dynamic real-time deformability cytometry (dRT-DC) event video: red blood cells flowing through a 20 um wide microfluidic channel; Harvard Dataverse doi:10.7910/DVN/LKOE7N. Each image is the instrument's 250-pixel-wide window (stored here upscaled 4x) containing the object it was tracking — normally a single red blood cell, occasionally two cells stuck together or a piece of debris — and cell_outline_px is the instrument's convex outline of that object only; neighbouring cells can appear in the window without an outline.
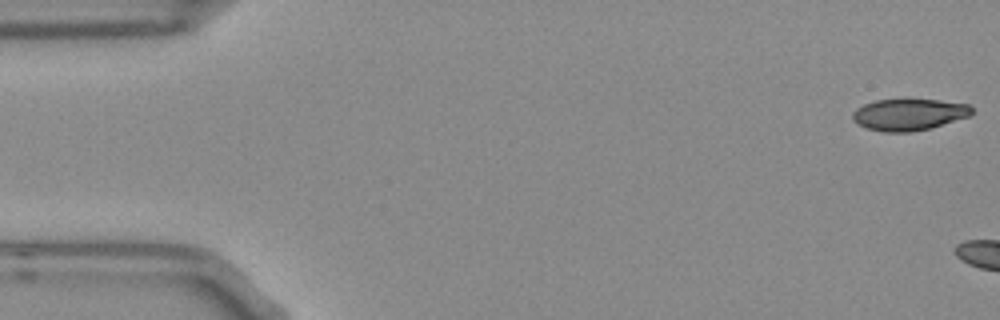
{"species": "Egyptian fruit bat (a non-hibernating species)", "species_latin": "Rousettus aegyptiacus", "temperature_condition": "room temperature", "stored_images_in_passage": 5, "camera_frame_rate_fps": 3000, "um_per_image_px": 0.085, "frame": {"image": 1, "passage_image": 1, "time_ms": 0.0, "image_size_px": [1000, 320], "cell_outline_px": [[972, 116], [932, 128], [912, 132], [884, 132], [864, 128], [852, 120], [852, 112], [856, 108], [864, 104], [876, 100], [940, 100], [968, 104], [972, 108]], "centroid_in_image_um": [77.26, 9.75], "position_along_channel_um": 7.7, "area_um2": 22.2}}